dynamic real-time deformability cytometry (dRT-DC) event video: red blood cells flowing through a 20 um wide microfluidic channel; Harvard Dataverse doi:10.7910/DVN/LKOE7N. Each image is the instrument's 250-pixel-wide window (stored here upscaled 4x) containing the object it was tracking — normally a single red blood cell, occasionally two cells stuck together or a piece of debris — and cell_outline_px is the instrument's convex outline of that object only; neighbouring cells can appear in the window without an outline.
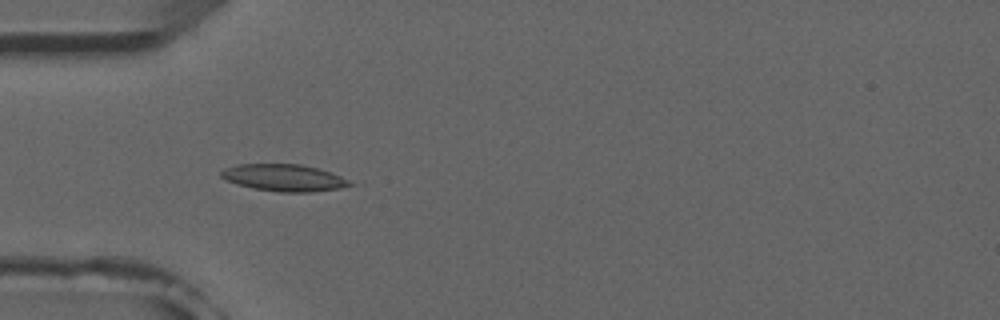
{"species": "common noctule bat (a hibernating species)", "species_latin": "Nyctalus noctula", "temperature_condition": "room temperature", "stored_images_in_passage": 5, "camera_frame_rate_fps": 3000, "um_per_image_px": 0.085, "animal": {"sex": "male", "forearm_length_mm": 52.5}, "frame": {"image": 1, "passage_image": 5, "time_ms": 4.667, "image_size_px": [1000, 320], "cell_outline_px": [[352, 184], [340, 188], [312, 192], [280, 192], [252, 188], [236, 184], [224, 180], [220, 176], [220, 172], [224, 168], [236, 164], [300, 164], [316, 168], [340, 176], [348, 180]], "centroid_in_image_um": [24.05, 15.11], "position_along_channel_um": 60.9, "area_um2": 20.11}}